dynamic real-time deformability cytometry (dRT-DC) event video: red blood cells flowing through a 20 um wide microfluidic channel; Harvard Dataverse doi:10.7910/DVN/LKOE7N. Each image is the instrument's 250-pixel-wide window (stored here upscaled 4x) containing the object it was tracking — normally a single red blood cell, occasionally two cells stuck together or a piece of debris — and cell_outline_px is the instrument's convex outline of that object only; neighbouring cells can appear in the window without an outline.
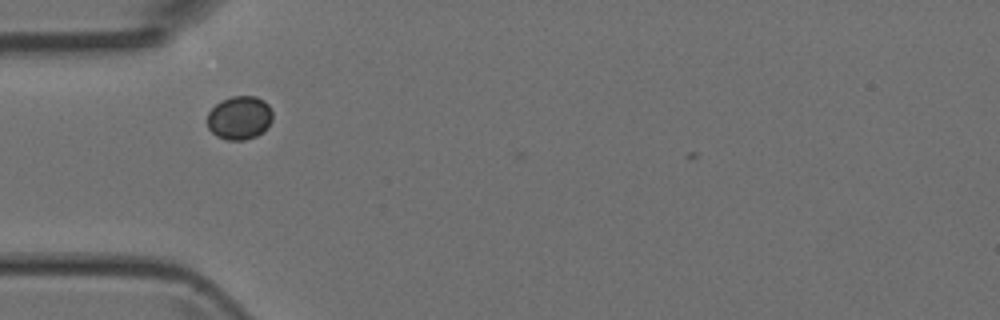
{"species": "Egyptian fruit bat (a non-hibernating species)", "species_latin": "Rousettus aegyptiacus", "temperature_condition": "room temperature", "stored_images_in_passage": 6, "camera_frame_rate_fps": 3000, "um_per_image_px": 0.085, "animal": {"sex": "female"}, "frame": {"image": 1, "passage_image": 4, "time_ms": 1.0, "image_size_px": [1000, 320], "cell_outline_px": [[272, 120], [268, 128], [264, 132], [256, 136], [244, 140], [228, 140], [216, 136], [208, 128], [208, 112], [220, 100], [232, 96], [256, 96], [264, 100], [268, 104], [272, 112]], "centroid_in_image_um": [20.37, 10.01], "position_along_channel_um": 64.6, "area_um2": 16.76}}